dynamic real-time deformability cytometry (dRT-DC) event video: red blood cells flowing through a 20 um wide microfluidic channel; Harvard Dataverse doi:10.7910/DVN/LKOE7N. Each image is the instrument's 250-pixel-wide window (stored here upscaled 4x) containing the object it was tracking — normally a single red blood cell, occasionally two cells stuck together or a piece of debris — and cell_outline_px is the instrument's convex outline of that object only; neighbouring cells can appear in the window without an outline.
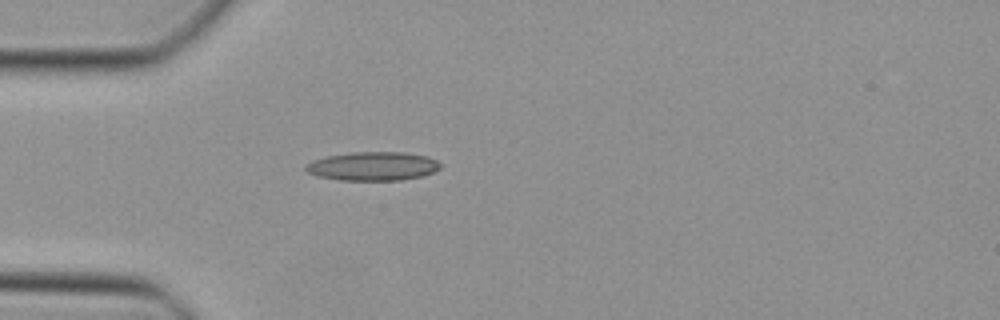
{"species": "Egyptian fruit bat (a non-hibernating species)", "species_latin": "Rousettus aegyptiacus", "temperature_condition": "cold", "stored_images_in_passage": 34, "camera_frame_rate_fps": 3000, "um_per_image_px": 0.085, "animal": {"sex": "female"}, "frame": {"image": 1, "passage_image": 1, "time_ms": 0.0, "image_size_px": [1000, 320], "cell_outline_px": [[440, 168], [432, 172], [420, 176], [400, 180], [340, 180], [316, 176], [308, 172], [304, 168], [312, 160], [328, 156], [352, 152], [404, 152], [428, 156], [436, 160], [440, 164]], "centroid_in_image_um": [31.68, 14.12], "position_along_channel_um": 53.3, "area_um2": 22.43}}
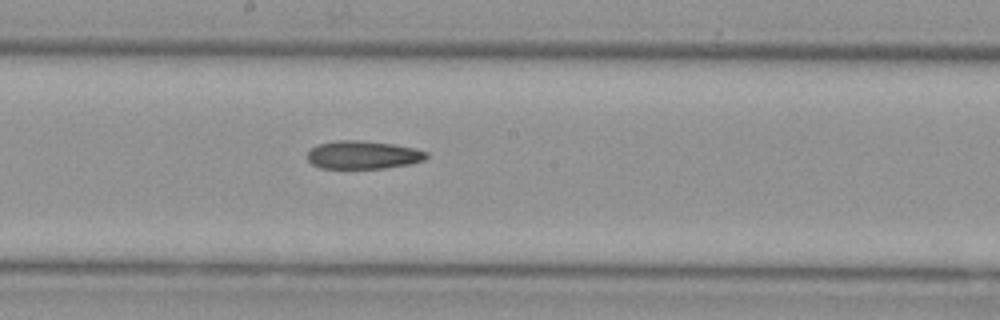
{"frame": {"image": 2, "passage_image": 13, "time_ms": 4.0, "image_size_px": [1000, 320], "cell_outline_px": [[428, 156], [424, 160], [408, 164], [384, 168], [320, 168], [312, 164], [308, 160], [308, 152], [316, 144], [336, 140], [360, 140], [392, 144], [416, 148], [428, 152]], "centroid_in_image_um": [30.85, 13.16], "position_along_channel_um": 217.3, "area_um2": 19.54}}
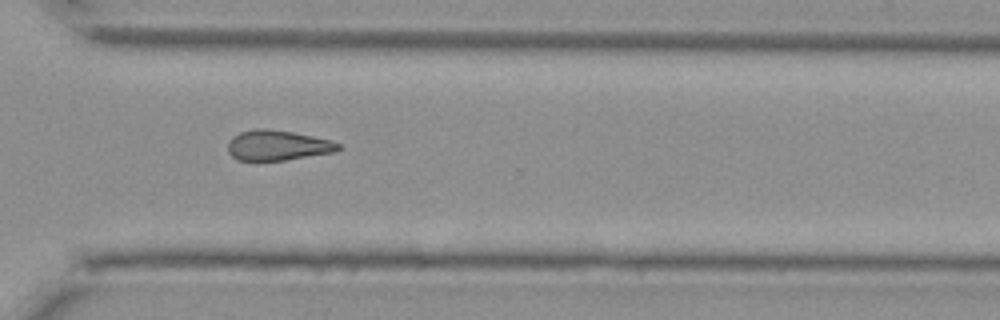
{"frame": {"image": 3, "passage_image": 22, "time_ms": 7.0, "image_size_px": [1000, 320], "cell_outline_px": [[340, 148], [332, 152], [284, 160], [236, 160], [228, 152], [228, 144], [232, 136], [240, 132], [256, 128], [264, 128], [292, 132], [332, 140], [340, 144]], "centroid_in_image_um": [23.56, 12.34], "position_along_channel_um": 347.0, "area_um2": 19.25}}